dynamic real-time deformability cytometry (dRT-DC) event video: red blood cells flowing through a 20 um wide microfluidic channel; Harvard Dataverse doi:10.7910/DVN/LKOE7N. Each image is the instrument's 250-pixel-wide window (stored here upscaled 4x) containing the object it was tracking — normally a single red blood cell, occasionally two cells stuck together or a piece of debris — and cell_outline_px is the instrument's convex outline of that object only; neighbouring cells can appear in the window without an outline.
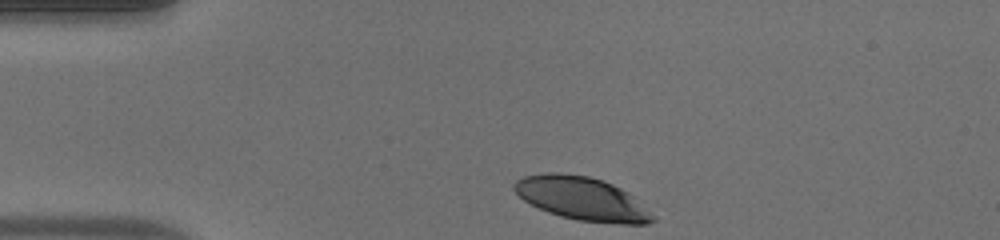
{"species": "human", "species_latin": "Homo sapiens", "temperature_condition": "warm", "stored_images_in_passage": 35, "camera_frame_rate_fps": 3000, "um_per_image_px": 0.085, "donor": {"sex": "male"}, "frame": {"image": 1, "passage_image": 1, "time_ms": 0.0, "image_size_px": [1000, 240], "cell_outline_px": [[656, 220], [648, 224], [624, 224], [580, 220], [560, 216], [548, 212], [524, 200], [512, 188], [516, 180], [524, 176], [552, 172], [588, 176], [612, 184], [620, 188], [652, 216]], "centroid_in_image_um": [49.39, 16.88], "position_along_channel_um": 35.6, "area_um2": 33.81}}
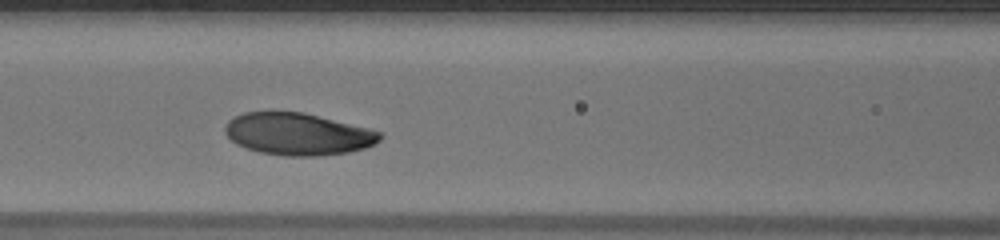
{"frame": {"image": 2, "passage_image": 13, "time_ms": 4.0, "image_size_px": [1000, 240], "cell_outline_px": [[384, 136], [380, 140], [364, 148], [348, 152], [316, 156], [288, 156], [260, 152], [236, 144], [224, 132], [224, 128], [228, 120], [244, 112], [304, 112], [368, 128], [380, 132]], "centroid_in_image_um": [25.31, 11.39], "position_along_channel_um": 141.3, "area_um2": 37.74}}
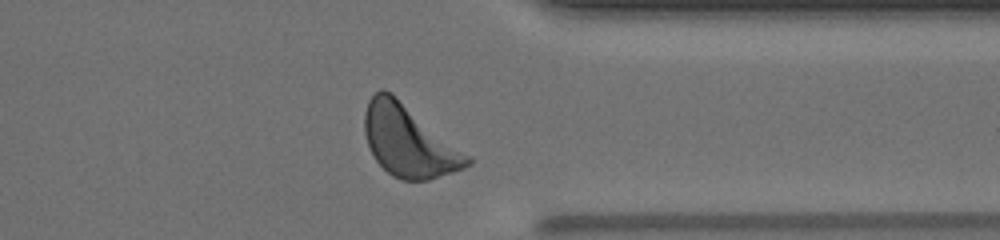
{"frame": {"image": 3, "passage_image": 32, "time_ms": 10.333, "image_size_px": [1000, 240], "cell_outline_px": [[472, 164], [464, 168], [428, 180], [400, 180], [392, 176], [376, 160], [368, 144], [364, 132], [364, 112], [368, 100], [380, 88], [384, 88], [392, 92], [472, 156]], "centroid_in_image_um": [34.77, 11.97], "position_along_channel_um": 376.6, "area_um2": 43.12}, "authors_computed_cell_mechanics": {"area_um2": 38.3792, "velocity_mm_per_s": 3.7922, "shape_relaxation_time_tau1_ms": 3.2666, "shape_relaxation_time_tau2_ms": null, "deformation_change_tau1": 0.1521, "deformation_change_tau2": null}}